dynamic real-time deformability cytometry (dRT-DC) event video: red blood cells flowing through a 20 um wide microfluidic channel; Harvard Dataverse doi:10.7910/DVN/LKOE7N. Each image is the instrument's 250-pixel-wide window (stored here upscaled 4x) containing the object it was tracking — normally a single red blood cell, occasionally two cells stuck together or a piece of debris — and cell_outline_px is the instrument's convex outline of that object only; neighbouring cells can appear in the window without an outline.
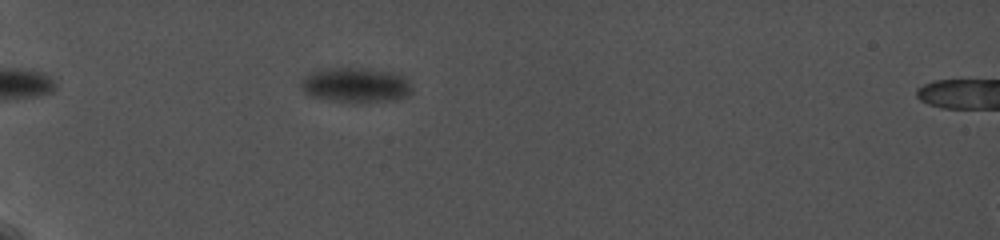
{"species": "common noctule bat (a hibernating species)", "species_latin": "Nyctalus noctula", "temperature_condition": "cold", "stored_images_in_passage": 81, "camera_frame_rate_fps": 5000, "um_per_image_px": 0.085, "animal": {"sex": "female", "body_mass_g": 19.0, "forearm_length_mm": 56.7}, "frame": {"image": 1, "passage_image": 15, "time_ms": 1.8, "image_size_px": [1000, 240], "cell_outline_px": [[412, 92], [408, 96], [396, 100], [332, 100], [312, 96], [304, 92], [300, 88], [300, 80], [304, 76], [316, 68], [364, 68], [392, 72], [404, 76], [408, 80], [412, 88]], "centroid_in_image_um": [30.2, 7.18], "position_along_channel_um": 54.8, "area_um2": 22.31}}
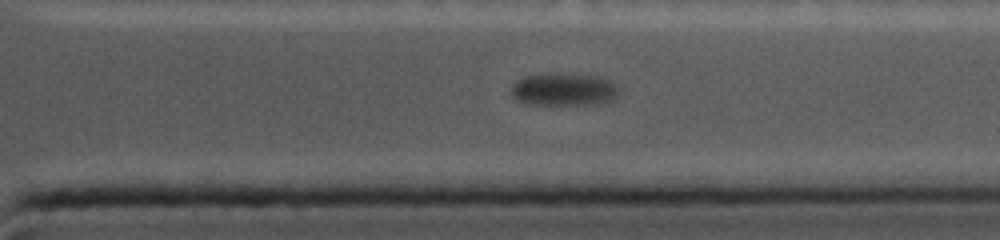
{"frame": {"image": 2, "passage_image": 64, "time_ms": 12.0, "image_size_px": [1000, 240], "cell_outline_px": [[616, 96], [612, 100], [600, 104], [528, 104], [516, 100], [508, 92], [512, 84], [516, 80], [524, 76], [548, 72], [600, 76], [612, 80], [616, 84]], "centroid_in_image_um": [47.86, 7.58], "position_along_channel_um": 363.5, "area_um2": 20.98}}
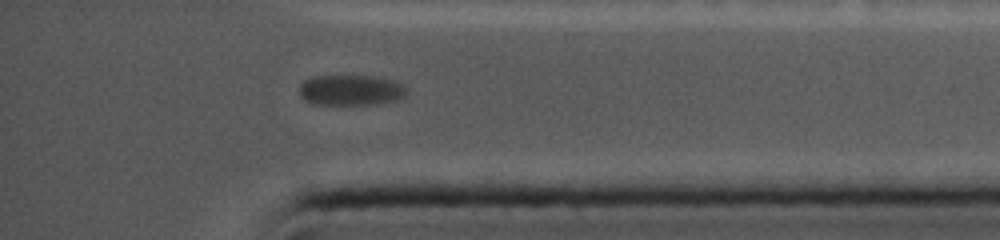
{"frame": {"image": 3, "passage_image": 71, "time_ms": 13.2, "image_size_px": [1000, 240], "cell_outline_px": [[408, 96], [396, 100], [372, 104], [316, 104], [304, 100], [300, 96], [300, 84], [304, 80], [312, 76], [376, 76], [396, 80], [408, 84]], "centroid_in_image_um": [29.91, 7.64], "position_along_channel_um": 405.3, "area_um2": 19.54}, "authors_computed_cell_mechanics": {"area_um2": 22.4842, "velocity_mm_per_s": 3.3963, "shape_relaxation_time_tau1_ms": 1.1851, "shape_relaxation_time_tau2_ms": null, "deformation_change_tau1": 0.0512, "deformation_change_tau2": null}}